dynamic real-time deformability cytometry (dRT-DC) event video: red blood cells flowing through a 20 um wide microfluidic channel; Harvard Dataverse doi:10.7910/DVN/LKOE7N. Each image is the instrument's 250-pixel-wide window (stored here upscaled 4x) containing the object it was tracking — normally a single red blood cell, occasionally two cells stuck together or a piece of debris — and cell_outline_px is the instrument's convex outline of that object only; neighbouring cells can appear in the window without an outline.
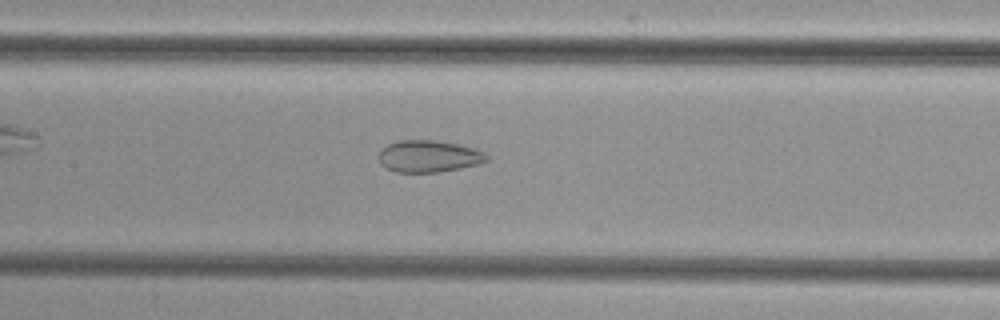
{"species": "common noctule bat (a hibernating species)", "species_latin": "Nyctalus noctula", "temperature_condition": "cold", "stored_images_in_passage": 51, "camera_frame_rate_fps": 3000, "um_per_image_px": 0.085, "animal": {"sex": "female", "body_mass_g": 29.2, "forearm_length_mm": 56.3}, "frame": {"image": 1, "passage_image": 24, "time_ms": 7.667, "image_size_px": [1000, 320], "cell_outline_px": [[488, 160], [480, 164], [440, 172], [396, 172], [384, 168], [380, 164], [380, 148], [396, 140], [436, 140], [476, 148], [484, 152], [488, 156]], "centroid_in_image_um": [36.44, 13.28], "position_along_channel_um": 171.0, "area_um2": 20.29}}
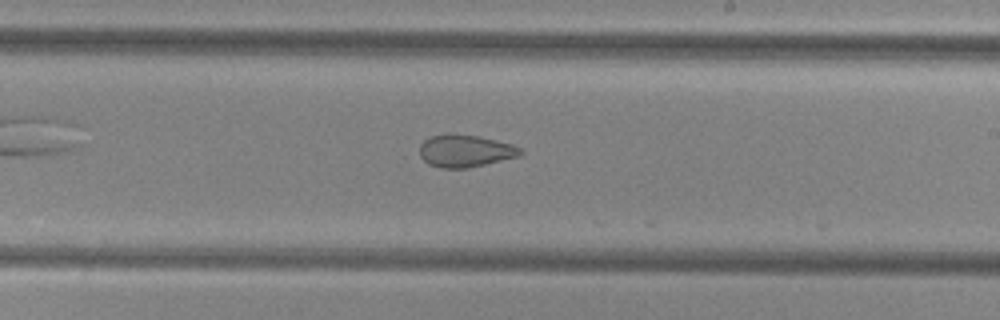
{"frame": {"image": 2, "passage_image": 30, "time_ms": 9.667, "image_size_px": [1000, 320], "cell_outline_px": [[524, 152], [520, 156], [468, 168], [440, 168], [428, 164], [420, 156], [420, 144], [424, 140], [432, 136], [448, 132], [452, 132], [480, 136], [512, 144], [520, 148]], "centroid_in_image_um": [39.54, 12.81], "position_along_channel_um": 249.5, "area_um2": 19.31}}
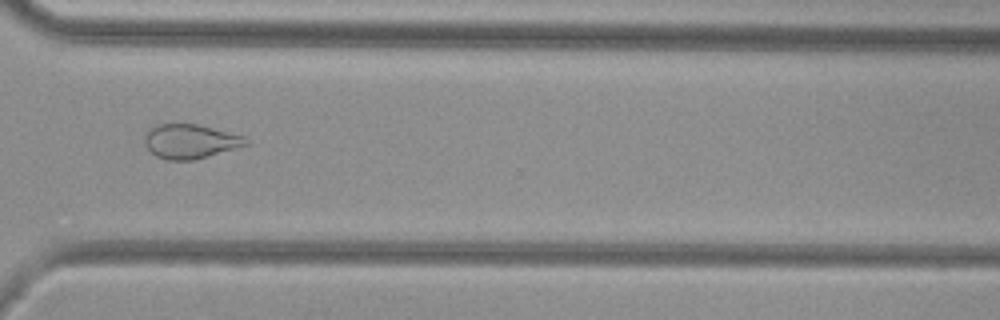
{"frame": {"image": 3, "passage_image": 38, "time_ms": 12.333, "image_size_px": [1000, 320], "cell_outline_px": [[248, 144], [192, 160], [168, 160], [156, 156], [144, 144], [144, 136], [156, 124], [196, 124], [244, 136], [248, 140]], "centroid_in_image_um": [16.13, 12.01], "position_along_channel_um": 354.5, "area_um2": 19.77}}